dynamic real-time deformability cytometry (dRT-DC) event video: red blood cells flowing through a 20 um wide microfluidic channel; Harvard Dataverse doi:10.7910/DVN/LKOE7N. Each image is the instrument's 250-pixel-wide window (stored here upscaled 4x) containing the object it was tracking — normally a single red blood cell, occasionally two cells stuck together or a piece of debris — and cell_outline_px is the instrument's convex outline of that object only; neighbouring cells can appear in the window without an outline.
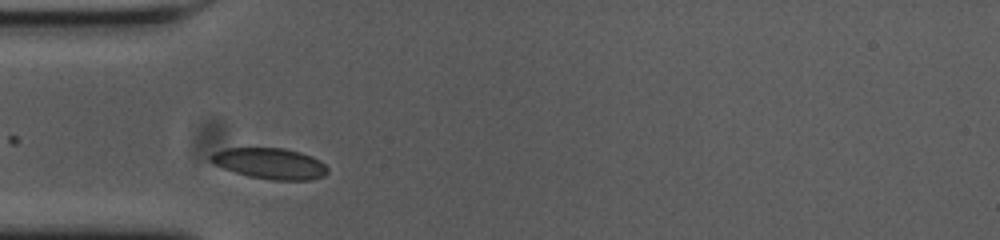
{"species": "common noctule bat (a hibernating species)", "species_latin": "Nyctalus noctula", "temperature_condition": "cold", "stored_images_in_passage": 34, "camera_frame_rate_fps": 3000, "um_per_image_px": 0.085, "animal": {"sex": "female", "body_mass_g": 23.0, "forearm_length_mm": 53.4}, "frame": {"image": 1, "passage_image": 1, "time_ms": 0.0, "image_size_px": [1000, 240], "cell_outline_px": [[328, 172], [324, 176], [312, 180], [272, 180], [248, 176], [224, 168], [208, 160], [208, 156], [212, 152], [224, 148], [284, 148], [300, 152], [312, 156], [320, 160], [328, 168]], "centroid_in_image_um": [22.95, 13.89], "position_along_channel_um": 62.0, "area_um2": 21.21}}
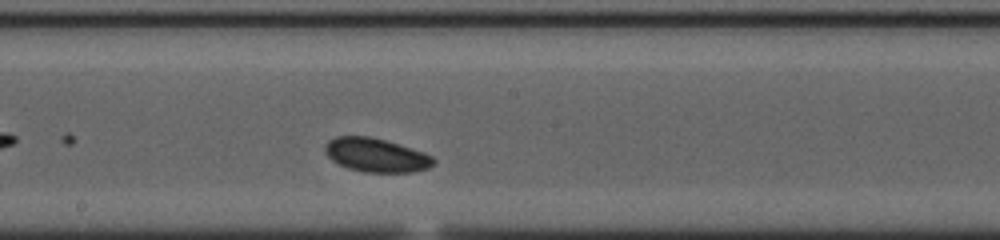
{"frame": {"image": 2, "passage_image": 14, "time_ms": 4.333, "image_size_px": [1000, 240], "cell_outline_px": [[436, 160], [428, 168], [412, 172], [364, 172], [348, 168], [332, 160], [324, 152], [324, 144], [328, 140], [336, 136], [368, 136], [384, 140], [424, 152], [432, 156]], "centroid_in_image_um": [31.93, 13.18], "position_along_channel_um": 216.3, "area_um2": 21.27}}
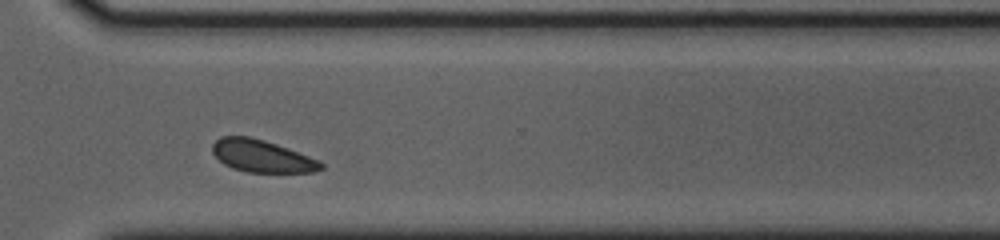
{"frame": {"image": 3, "passage_image": 25, "time_ms": 8.0, "image_size_px": [1000, 240], "cell_outline_px": [[324, 168], [316, 172], [248, 172], [232, 168], [224, 164], [212, 152], [212, 144], [220, 136], [248, 136], [264, 140], [288, 148], [320, 160], [324, 164]], "centroid_in_image_um": [22.28, 13.27], "position_along_channel_um": 348.3, "area_um2": 20.46}}